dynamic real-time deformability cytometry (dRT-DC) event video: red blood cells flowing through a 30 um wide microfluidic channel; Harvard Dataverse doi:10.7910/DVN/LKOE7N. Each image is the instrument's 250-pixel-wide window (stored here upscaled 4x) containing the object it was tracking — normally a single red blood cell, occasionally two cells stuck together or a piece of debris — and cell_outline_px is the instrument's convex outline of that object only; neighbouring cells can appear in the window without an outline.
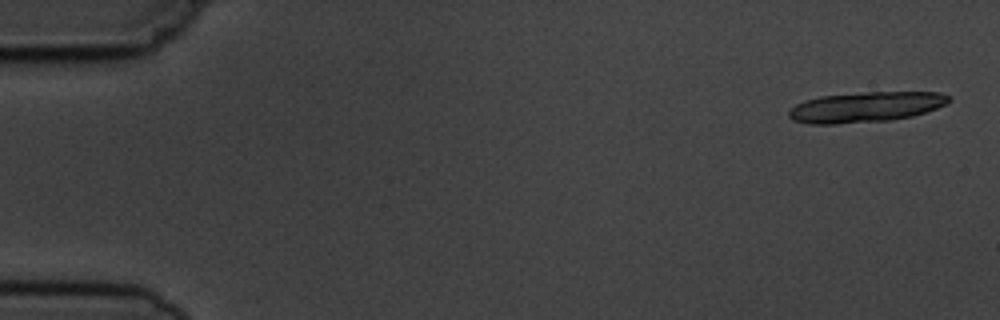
{"species": "common noctule bat (a hibernating species)", "species_latin": "Nyctalus noctula", "temperature_condition": "cold", "stored_images_in_passage": 6, "camera_frame_rate_fps": 3000, "um_per_image_px": 0.085, "animal": {"sex": "male", "body_mass_g": 19.5, "forearm_length_mm": 54.6}, "frame": {"image": 1, "passage_image": 1, "time_ms": 0.0, "image_size_px": [1000, 320], "cell_outline_px": [[952, 100], [936, 108], [912, 116], [888, 120], [836, 124], [808, 124], [792, 120], [788, 116], [788, 112], [796, 104], [804, 100], [820, 96], [864, 92], [940, 92], [948, 96]], "centroid_in_image_um": [73.54, 9.1], "position_along_channel_um": 11.5, "area_um2": 28.21}}